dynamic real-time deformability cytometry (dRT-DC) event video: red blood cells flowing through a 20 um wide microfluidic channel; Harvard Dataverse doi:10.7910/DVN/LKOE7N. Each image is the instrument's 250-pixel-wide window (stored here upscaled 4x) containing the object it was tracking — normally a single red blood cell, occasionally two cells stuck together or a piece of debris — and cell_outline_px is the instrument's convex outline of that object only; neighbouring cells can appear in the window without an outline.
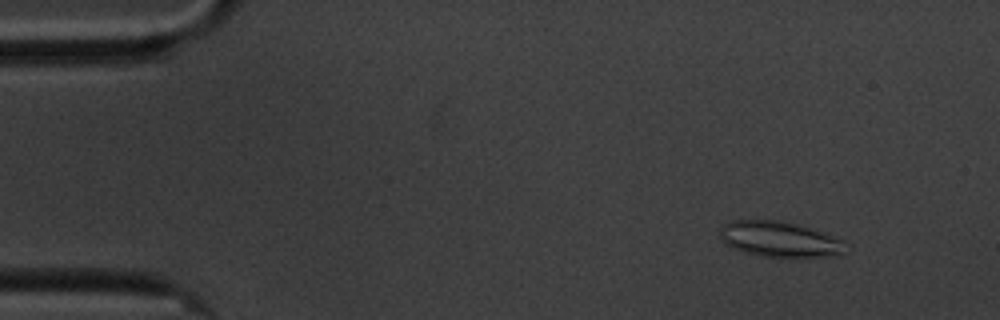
{"species": "common noctule bat (a hibernating species)", "species_latin": "Nyctalus noctula", "temperature_condition": "cold", "stored_images_in_passage": 59, "camera_frame_rate_fps": 3000, "um_per_image_px": 0.085, "animal": {"sex": "male", "body_mass_g": 20.1, "forearm_length_mm": 53.5}, "frame": {"image": 1, "passage_image": 6, "time_ms": 1.667, "image_size_px": [1000, 320], "cell_outline_px": [[844, 252], [840, 256], [760, 256], [732, 248], [724, 244], [720, 240], [720, 228], [724, 224], [732, 220], [784, 220], [844, 240]], "centroid_in_image_um": [66.21, 20.32], "position_along_channel_um": 18.8, "area_um2": 25.78}}
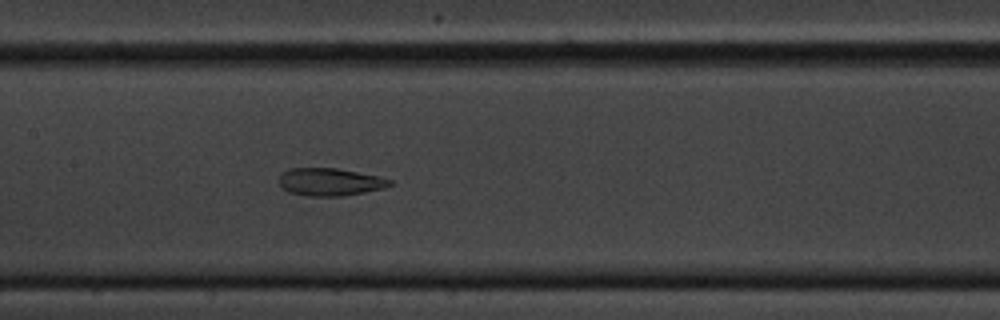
{"frame": {"image": 2, "passage_image": 28, "time_ms": 9.0, "image_size_px": [1000, 320], "cell_outline_px": [[396, 184], [384, 188], [344, 196], [304, 196], [288, 192], [280, 188], [280, 172], [288, 168], [336, 168], [380, 176], [392, 180]], "centroid_in_image_um": [28.04, 15.46], "position_along_channel_um": 179.4, "area_um2": 18.21}}
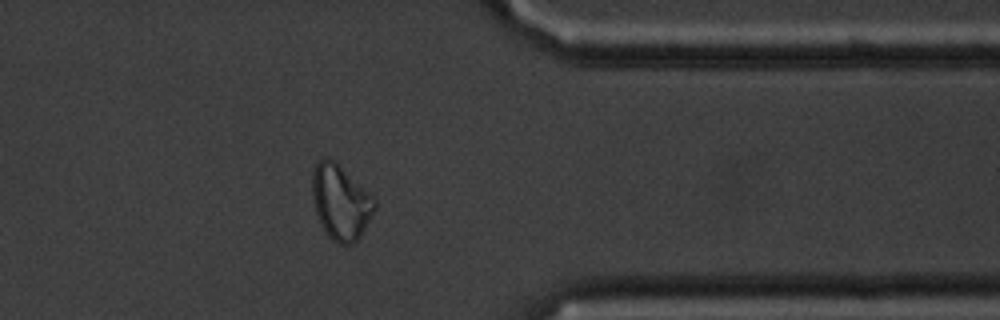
{"frame": {"image": 3, "passage_image": 47, "time_ms": 15.333, "image_size_px": [1000, 320], "cell_outline_px": [[376, 208], [360, 236], [352, 244], [340, 244], [332, 240], [324, 232], [320, 224], [316, 212], [312, 196], [312, 172], [316, 164], [320, 160], [336, 160], [376, 196]], "centroid_in_image_um": [28.98, 17.17], "position_along_channel_um": 382.4, "area_um2": 27.63}, "authors_computed_cell_mechanics": {"area_um2": 24.1604, "velocity_mm_per_s": 3.3849, "shape_relaxation_time_tau1_ms": null, "shape_relaxation_time_tau2_ms": 1.8275, "deformation_change_tau1": null, "deformation_change_tau2": 0.0896}}